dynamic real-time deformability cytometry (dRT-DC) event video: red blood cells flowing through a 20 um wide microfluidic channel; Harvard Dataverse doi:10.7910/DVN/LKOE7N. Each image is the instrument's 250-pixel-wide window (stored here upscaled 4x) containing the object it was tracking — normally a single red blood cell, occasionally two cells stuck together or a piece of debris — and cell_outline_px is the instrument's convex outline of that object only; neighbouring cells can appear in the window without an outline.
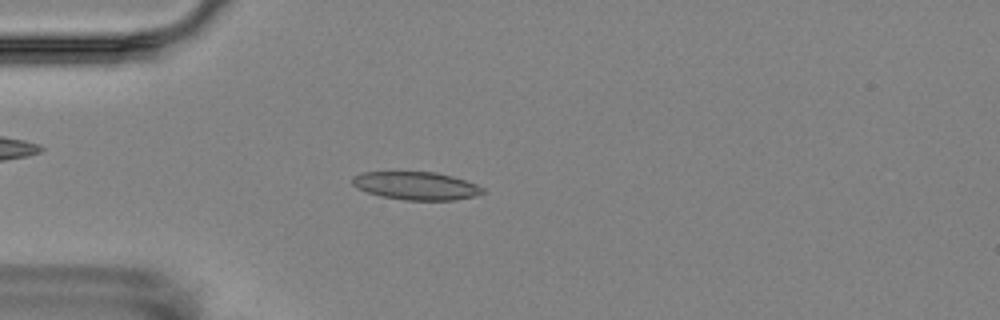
{"species": "Egyptian fruit bat (a non-hibernating species)", "species_latin": "Rousettus aegyptiacus", "temperature_condition": "room temperature", "stored_images_in_passage": 5, "camera_frame_rate_fps": 3000, "um_per_image_px": 0.085, "animal": {"sex": "female"}, "frame": {"image": 1, "passage_image": 4, "time_ms": 3.333, "image_size_px": [1000, 320], "cell_outline_px": [[484, 192], [476, 196], [456, 200], [404, 200], [380, 196], [356, 188], [352, 184], [352, 176], [360, 172], [436, 172], [452, 176], [476, 184], [484, 188]], "centroid_in_image_um": [35.35, 15.79], "position_along_channel_um": 49.6, "area_um2": 21.39}}